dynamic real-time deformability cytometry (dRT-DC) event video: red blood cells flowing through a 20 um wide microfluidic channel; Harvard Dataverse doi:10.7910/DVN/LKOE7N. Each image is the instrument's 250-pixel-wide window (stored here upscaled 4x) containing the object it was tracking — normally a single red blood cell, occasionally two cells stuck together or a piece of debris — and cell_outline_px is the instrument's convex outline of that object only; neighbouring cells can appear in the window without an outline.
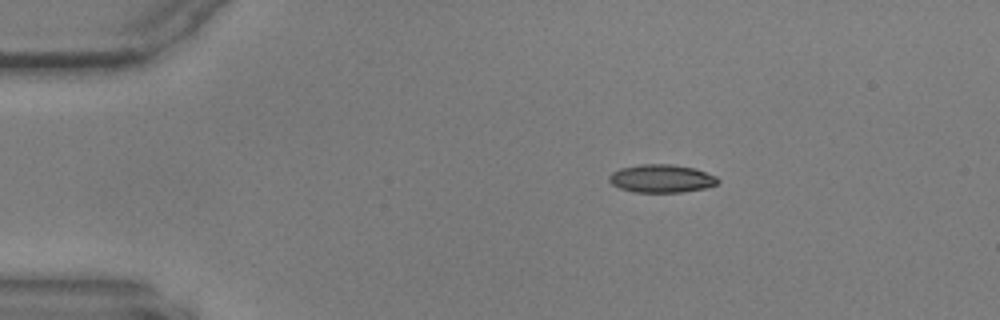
{"species": "common noctule bat (a hibernating species)", "species_latin": "Nyctalus noctula", "temperature_condition": "warm", "stored_images_in_passage": 49, "camera_frame_rate_fps": 3000, "um_per_image_px": 0.085, "animal": {"sex": "male", "body_mass_g": 17.9, "forearm_length_mm": 54.2}, "frame": {"image": 1, "passage_image": 1, "time_ms": 0.0, "image_size_px": [1000, 320], "cell_outline_px": [[720, 180], [716, 184], [708, 188], [680, 192], [632, 192], [620, 188], [612, 184], [608, 180], [608, 176], [612, 172], [620, 168], [640, 164], [672, 164], [696, 168], [716, 176]], "centroid_in_image_um": [56.23, 15.17], "position_along_channel_um": 28.8, "area_um2": 17.98}}
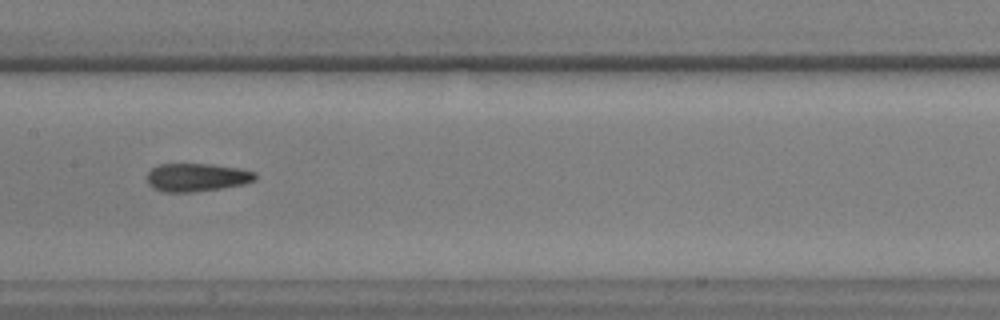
{"frame": {"image": 2, "passage_image": 20, "time_ms": 6.333, "image_size_px": [1000, 320], "cell_outline_px": [[256, 180], [244, 184], [220, 188], [192, 192], [160, 192], [152, 188], [148, 184], [148, 172], [152, 168], [160, 164], [212, 164], [240, 168], [256, 172]], "centroid_in_image_um": [16.73, 15.08], "position_along_channel_um": 190.7, "area_um2": 17.86}}
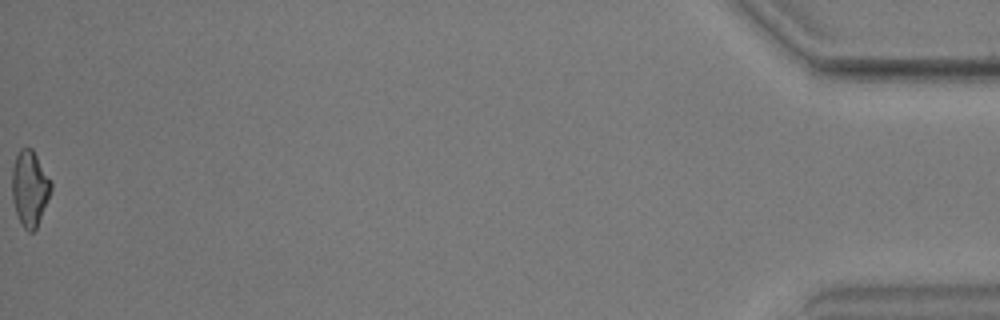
{"frame": {"image": 3, "passage_image": 49, "time_ms": 16.0, "image_size_px": [1000, 320], "cell_outline_px": [[52, 188], [48, 200], [36, 228], [32, 232], [28, 232], [24, 228], [16, 212], [12, 200], [12, 168], [16, 156], [20, 148], [32, 148], [52, 184]], "centroid_in_image_um": [2.52, 16.01], "position_along_channel_um": 432.7, "area_um2": 16.94}}